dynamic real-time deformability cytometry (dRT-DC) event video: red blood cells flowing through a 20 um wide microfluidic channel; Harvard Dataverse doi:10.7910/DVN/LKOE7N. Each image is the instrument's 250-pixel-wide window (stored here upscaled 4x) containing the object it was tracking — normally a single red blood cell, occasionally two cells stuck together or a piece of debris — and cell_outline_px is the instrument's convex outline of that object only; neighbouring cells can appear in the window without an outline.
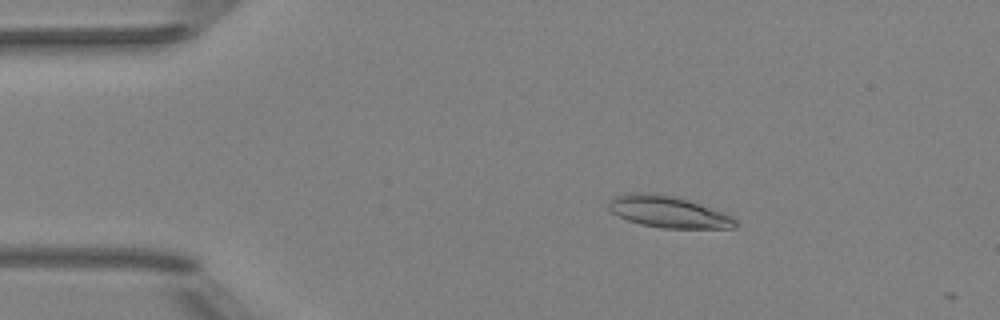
{"species": "Egyptian fruit bat (a non-hibernating species)", "species_latin": "Rousettus aegyptiacus", "temperature_condition": "room temperature", "stored_images_in_passage": 5, "camera_frame_rate_fps": 3000, "um_per_image_px": 0.085, "animal": {"sex": "female"}, "frame": {"image": 1, "passage_image": 3, "time_ms": 2.333, "image_size_px": [1000, 320], "cell_outline_px": [[736, 228], [660, 228], [640, 224], [628, 220], [612, 212], [608, 208], [608, 204], [612, 196], [628, 192], [652, 192], [676, 196], [724, 212], [732, 216], [736, 220]], "centroid_in_image_um": [56.78, 17.99], "position_along_channel_um": 28.2, "area_um2": 23.58}}